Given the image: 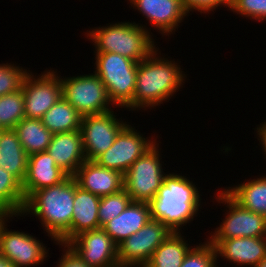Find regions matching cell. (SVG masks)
<instances>
[{"instance_id": "obj_1", "label": "cell", "mask_w": 266, "mask_h": 267, "mask_svg": "<svg viewBox=\"0 0 266 267\" xmlns=\"http://www.w3.org/2000/svg\"><path fill=\"white\" fill-rule=\"evenodd\" d=\"M75 196V178L68 176L61 183L35 191L22 212L38 217L47 236L59 244L71 240V220Z\"/></svg>"}, {"instance_id": "obj_2", "label": "cell", "mask_w": 266, "mask_h": 267, "mask_svg": "<svg viewBox=\"0 0 266 267\" xmlns=\"http://www.w3.org/2000/svg\"><path fill=\"white\" fill-rule=\"evenodd\" d=\"M199 192L186 176L166 174L158 193L148 202L151 219L160 221L172 232H180L181 227L193 221L196 214H199Z\"/></svg>"}, {"instance_id": "obj_3", "label": "cell", "mask_w": 266, "mask_h": 267, "mask_svg": "<svg viewBox=\"0 0 266 267\" xmlns=\"http://www.w3.org/2000/svg\"><path fill=\"white\" fill-rule=\"evenodd\" d=\"M155 49L146 59L138 62L134 90V110L160 106L177 92L185 81L178 63L157 55ZM157 55V56H156Z\"/></svg>"}, {"instance_id": "obj_4", "label": "cell", "mask_w": 266, "mask_h": 267, "mask_svg": "<svg viewBox=\"0 0 266 267\" xmlns=\"http://www.w3.org/2000/svg\"><path fill=\"white\" fill-rule=\"evenodd\" d=\"M86 34L88 40L94 42V52L117 53L137 63L146 59L157 48L153 35L145 25L135 22L111 23L105 27H95Z\"/></svg>"}, {"instance_id": "obj_5", "label": "cell", "mask_w": 266, "mask_h": 267, "mask_svg": "<svg viewBox=\"0 0 266 267\" xmlns=\"http://www.w3.org/2000/svg\"><path fill=\"white\" fill-rule=\"evenodd\" d=\"M95 73L105 85L116 107L134 111V90L138 63L117 53L95 52Z\"/></svg>"}, {"instance_id": "obj_6", "label": "cell", "mask_w": 266, "mask_h": 267, "mask_svg": "<svg viewBox=\"0 0 266 267\" xmlns=\"http://www.w3.org/2000/svg\"><path fill=\"white\" fill-rule=\"evenodd\" d=\"M157 141L124 174V189L132 201L149 202L163 183L164 173Z\"/></svg>"}, {"instance_id": "obj_7", "label": "cell", "mask_w": 266, "mask_h": 267, "mask_svg": "<svg viewBox=\"0 0 266 267\" xmlns=\"http://www.w3.org/2000/svg\"><path fill=\"white\" fill-rule=\"evenodd\" d=\"M215 200L226 204L228 210L220 226L208 237L213 246L231 238L266 236V216L241 207L224 190L218 192Z\"/></svg>"}, {"instance_id": "obj_8", "label": "cell", "mask_w": 266, "mask_h": 267, "mask_svg": "<svg viewBox=\"0 0 266 267\" xmlns=\"http://www.w3.org/2000/svg\"><path fill=\"white\" fill-rule=\"evenodd\" d=\"M62 97L83 117L112 111L105 85L94 73L61 79ZM110 105V106H109Z\"/></svg>"}, {"instance_id": "obj_9", "label": "cell", "mask_w": 266, "mask_h": 267, "mask_svg": "<svg viewBox=\"0 0 266 267\" xmlns=\"http://www.w3.org/2000/svg\"><path fill=\"white\" fill-rule=\"evenodd\" d=\"M172 233L163 223L150 220L118 245L119 267H144L156 248Z\"/></svg>"}, {"instance_id": "obj_10", "label": "cell", "mask_w": 266, "mask_h": 267, "mask_svg": "<svg viewBox=\"0 0 266 267\" xmlns=\"http://www.w3.org/2000/svg\"><path fill=\"white\" fill-rule=\"evenodd\" d=\"M54 70L35 77L30 72L24 79V114L26 118L41 119L62 98L61 78Z\"/></svg>"}, {"instance_id": "obj_11", "label": "cell", "mask_w": 266, "mask_h": 267, "mask_svg": "<svg viewBox=\"0 0 266 267\" xmlns=\"http://www.w3.org/2000/svg\"><path fill=\"white\" fill-rule=\"evenodd\" d=\"M152 139L144 138L127 123L116 136L112 146L94 161L102 167L117 170L124 175L130 166L156 142V139L153 137Z\"/></svg>"}, {"instance_id": "obj_12", "label": "cell", "mask_w": 266, "mask_h": 267, "mask_svg": "<svg viewBox=\"0 0 266 267\" xmlns=\"http://www.w3.org/2000/svg\"><path fill=\"white\" fill-rule=\"evenodd\" d=\"M11 217L13 215H8L0 223V255L15 267L39 266L49 254L45 244L28 233L7 229L6 222Z\"/></svg>"}, {"instance_id": "obj_13", "label": "cell", "mask_w": 266, "mask_h": 267, "mask_svg": "<svg viewBox=\"0 0 266 267\" xmlns=\"http://www.w3.org/2000/svg\"><path fill=\"white\" fill-rule=\"evenodd\" d=\"M119 120L114 111L81 118L80 131L86 160L94 161L112 146L118 133L127 124Z\"/></svg>"}, {"instance_id": "obj_14", "label": "cell", "mask_w": 266, "mask_h": 267, "mask_svg": "<svg viewBox=\"0 0 266 267\" xmlns=\"http://www.w3.org/2000/svg\"><path fill=\"white\" fill-rule=\"evenodd\" d=\"M67 245L90 267H119L118 245L102 227L80 233Z\"/></svg>"}, {"instance_id": "obj_15", "label": "cell", "mask_w": 266, "mask_h": 267, "mask_svg": "<svg viewBox=\"0 0 266 267\" xmlns=\"http://www.w3.org/2000/svg\"><path fill=\"white\" fill-rule=\"evenodd\" d=\"M162 36L173 34L188 16L181 0H128Z\"/></svg>"}, {"instance_id": "obj_16", "label": "cell", "mask_w": 266, "mask_h": 267, "mask_svg": "<svg viewBox=\"0 0 266 267\" xmlns=\"http://www.w3.org/2000/svg\"><path fill=\"white\" fill-rule=\"evenodd\" d=\"M73 177L78 186L100 198L124 188V175L121 172L102 167L95 161L85 160Z\"/></svg>"}, {"instance_id": "obj_17", "label": "cell", "mask_w": 266, "mask_h": 267, "mask_svg": "<svg viewBox=\"0 0 266 267\" xmlns=\"http://www.w3.org/2000/svg\"><path fill=\"white\" fill-rule=\"evenodd\" d=\"M68 175L60 169L47 152H38L28 156L27 174L22 183V191L27 200L35 191L57 185Z\"/></svg>"}, {"instance_id": "obj_18", "label": "cell", "mask_w": 266, "mask_h": 267, "mask_svg": "<svg viewBox=\"0 0 266 267\" xmlns=\"http://www.w3.org/2000/svg\"><path fill=\"white\" fill-rule=\"evenodd\" d=\"M47 152L60 169L73 177L79 166L86 160L81 131L52 134Z\"/></svg>"}, {"instance_id": "obj_19", "label": "cell", "mask_w": 266, "mask_h": 267, "mask_svg": "<svg viewBox=\"0 0 266 267\" xmlns=\"http://www.w3.org/2000/svg\"><path fill=\"white\" fill-rule=\"evenodd\" d=\"M217 258L223 257L226 261L236 265H250L255 267L266 256L265 237H237L221 240L216 246Z\"/></svg>"}, {"instance_id": "obj_20", "label": "cell", "mask_w": 266, "mask_h": 267, "mask_svg": "<svg viewBox=\"0 0 266 267\" xmlns=\"http://www.w3.org/2000/svg\"><path fill=\"white\" fill-rule=\"evenodd\" d=\"M150 220L149 203L131 201L120 215L105 223L102 228L119 245L126 238L138 232Z\"/></svg>"}, {"instance_id": "obj_21", "label": "cell", "mask_w": 266, "mask_h": 267, "mask_svg": "<svg viewBox=\"0 0 266 267\" xmlns=\"http://www.w3.org/2000/svg\"><path fill=\"white\" fill-rule=\"evenodd\" d=\"M101 198L78 186L75 180V196L71 220V240L80 233L101 228L99 225V203Z\"/></svg>"}, {"instance_id": "obj_22", "label": "cell", "mask_w": 266, "mask_h": 267, "mask_svg": "<svg viewBox=\"0 0 266 267\" xmlns=\"http://www.w3.org/2000/svg\"><path fill=\"white\" fill-rule=\"evenodd\" d=\"M28 156L16 132L13 129L3 130L0 135V165L21 184L27 174Z\"/></svg>"}, {"instance_id": "obj_23", "label": "cell", "mask_w": 266, "mask_h": 267, "mask_svg": "<svg viewBox=\"0 0 266 267\" xmlns=\"http://www.w3.org/2000/svg\"><path fill=\"white\" fill-rule=\"evenodd\" d=\"M224 191L241 207L266 216V175Z\"/></svg>"}, {"instance_id": "obj_24", "label": "cell", "mask_w": 266, "mask_h": 267, "mask_svg": "<svg viewBox=\"0 0 266 267\" xmlns=\"http://www.w3.org/2000/svg\"><path fill=\"white\" fill-rule=\"evenodd\" d=\"M181 232H172L153 252L144 267H180L191 249Z\"/></svg>"}, {"instance_id": "obj_25", "label": "cell", "mask_w": 266, "mask_h": 267, "mask_svg": "<svg viewBox=\"0 0 266 267\" xmlns=\"http://www.w3.org/2000/svg\"><path fill=\"white\" fill-rule=\"evenodd\" d=\"M13 130L28 155L47 151L52 133L42 124L41 119L24 117Z\"/></svg>"}, {"instance_id": "obj_26", "label": "cell", "mask_w": 266, "mask_h": 267, "mask_svg": "<svg viewBox=\"0 0 266 267\" xmlns=\"http://www.w3.org/2000/svg\"><path fill=\"white\" fill-rule=\"evenodd\" d=\"M82 116L63 97L41 118L42 124L52 133L80 130Z\"/></svg>"}, {"instance_id": "obj_27", "label": "cell", "mask_w": 266, "mask_h": 267, "mask_svg": "<svg viewBox=\"0 0 266 267\" xmlns=\"http://www.w3.org/2000/svg\"><path fill=\"white\" fill-rule=\"evenodd\" d=\"M25 203L22 184L0 166V211L14 217L21 216Z\"/></svg>"}, {"instance_id": "obj_28", "label": "cell", "mask_w": 266, "mask_h": 267, "mask_svg": "<svg viewBox=\"0 0 266 267\" xmlns=\"http://www.w3.org/2000/svg\"><path fill=\"white\" fill-rule=\"evenodd\" d=\"M24 117L22 89L0 96V128L13 129Z\"/></svg>"}, {"instance_id": "obj_29", "label": "cell", "mask_w": 266, "mask_h": 267, "mask_svg": "<svg viewBox=\"0 0 266 267\" xmlns=\"http://www.w3.org/2000/svg\"><path fill=\"white\" fill-rule=\"evenodd\" d=\"M131 201L129 194L124 188L114 194L101 197L98 210L100 227L120 215Z\"/></svg>"}, {"instance_id": "obj_30", "label": "cell", "mask_w": 266, "mask_h": 267, "mask_svg": "<svg viewBox=\"0 0 266 267\" xmlns=\"http://www.w3.org/2000/svg\"><path fill=\"white\" fill-rule=\"evenodd\" d=\"M215 246L208 240L193 246L186 254L180 267H217Z\"/></svg>"}, {"instance_id": "obj_31", "label": "cell", "mask_w": 266, "mask_h": 267, "mask_svg": "<svg viewBox=\"0 0 266 267\" xmlns=\"http://www.w3.org/2000/svg\"><path fill=\"white\" fill-rule=\"evenodd\" d=\"M30 70L13 64H0V96L22 89L24 79Z\"/></svg>"}, {"instance_id": "obj_32", "label": "cell", "mask_w": 266, "mask_h": 267, "mask_svg": "<svg viewBox=\"0 0 266 267\" xmlns=\"http://www.w3.org/2000/svg\"><path fill=\"white\" fill-rule=\"evenodd\" d=\"M229 10L256 21L266 20V0H230Z\"/></svg>"}, {"instance_id": "obj_33", "label": "cell", "mask_w": 266, "mask_h": 267, "mask_svg": "<svg viewBox=\"0 0 266 267\" xmlns=\"http://www.w3.org/2000/svg\"><path fill=\"white\" fill-rule=\"evenodd\" d=\"M185 11L190 13L193 10L203 13L218 9V7L230 8V0H181ZM226 6V7H225Z\"/></svg>"}, {"instance_id": "obj_34", "label": "cell", "mask_w": 266, "mask_h": 267, "mask_svg": "<svg viewBox=\"0 0 266 267\" xmlns=\"http://www.w3.org/2000/svg\"><path fill=\"white\" fill-rule=\"evenodd\" d=\"M56 244L64 247V253L56 267H90L67 244Z\"/></svg>"}, {"instance_id": "obj_35", "label": "cell", "mask_w": 266, "mask_h": 267, "mask_svg": "<svg viewBox=\"0 0 266 267\" xmlns=\"http://www.w3.org/2000/svg\"><path fill=\"white\" fill-rule=\"evenodd\" d=\"M258 140H260V144L262 145L261 148L265 152L264 155L266 154V122H264L261 126L256 128ZM260 138V139H259ZM266 158V156H265Z\"/></svg>"}, {"instance_id": "obj_36", "label": "cell", "mask_w": 266, "mask_h": 267, "mask_svg": "<svg viewBox=\"0 0 266 267\" xmlns=\"http://www.w3.org/2000/svg\"><path fill=\"white\" fill-rule=\"evenodd\" d=\"M0 267H15V266L9 259L0 255Z\"/></svg>"}, {"instance_id": "obj_37", "label": "cell", "mask_w": 266, "mask_h": 267, "mask_svg": "<svg viewBox=\"0 0 266 267\" xmlns=\"http://www.w3.org/2000/svg\"><path fill=\"white\" fill-rule=\"evenodd\" d=\"M255 267H266V256Z\"/></svg>"}, {"instance_id": "obj_38", "label": "cell", "mask_w": 266, "mask_h": 267, "mask_svg": "<svg viewBox=\"0 0 266 267\" xmlns=\"http://www.w3.org/2000/svg\"><path fill=\"white\" fill-rule=\"evenodd\" d=\"M7 216H8V215H7L6 213L0 211V223H1V221H2L5 217H7Z\"/></svg>"}, {"instance_id": "obj_39", "label": "cell", "mask_w": 266, "mask_h": 267, "mask_svg": "<svg viewBox=\"0 0 266 267\" xmlns=\"http://www.w3.org/2000/svg\"><path fill=\"white\" fill-rule=\"evenodd\" d=\"M3 130H4L3 128H0V135H1V133H2Z\"/></svg>"}]
</instances>
